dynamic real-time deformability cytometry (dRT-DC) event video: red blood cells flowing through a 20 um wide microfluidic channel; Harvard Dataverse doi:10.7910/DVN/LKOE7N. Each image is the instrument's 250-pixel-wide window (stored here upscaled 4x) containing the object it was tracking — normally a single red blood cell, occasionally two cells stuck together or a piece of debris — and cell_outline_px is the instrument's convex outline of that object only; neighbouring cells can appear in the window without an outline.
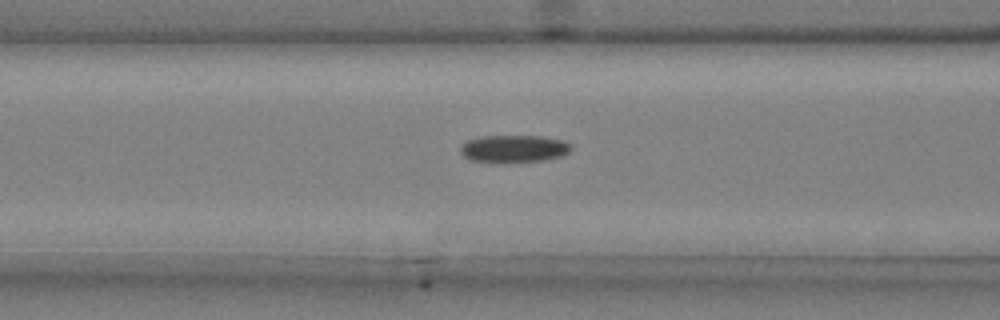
{"species": "common noctule bat (a hibernating species)", "species_latin": "Nyctalus noctula", "temperature_condition": "cold", "stored_images_in_passage": 36, "camera_frame_rate_fps": 3000, "um_per_image_px": 0.085, "animal": {"sex": "male", "body_mass_g": 20.4}, "frame": {"image": 1, "passage_image": 7, "time_ms": 2.0, "image_size_px": [1000, 320], "cell_outline_px": [[568, 152], [560, 156], [544, 160], [504, 164], [500, 164], [468, 160], [460, 152], [460, 144], [468, 140], [484, 136], [540, 136], [560, 140], [568, 144]], "centroid_in_image_um": [43.56, 12.67], "position_along_channel_um": 123.0, "area_um2": 17.86}}
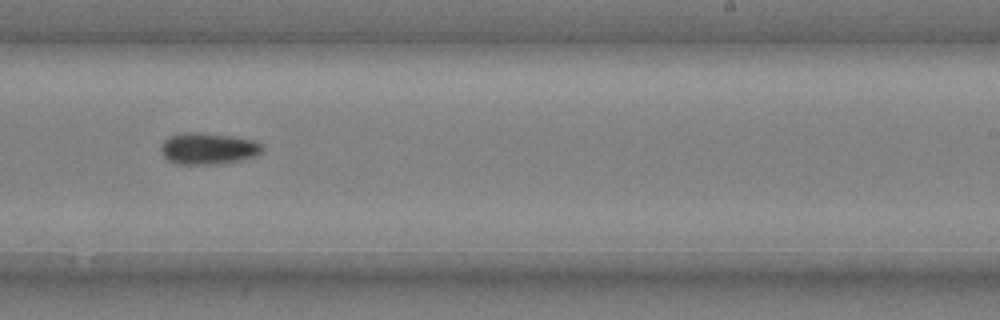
{"frame": {"image": 2, "passage_image": 19, "time_ms": 6.0, "image_size_px": [1000, 320], "cell_outline_px": [[264, 152], [256, 156], [240, 160], [216, 164], [176, 164], [168, 160], [164, 156], [160, 148], [164, 140], [168, 136], [184, 132], [200, 132], [232, 136], [256, 140], [264, 144]], "centroid_in_image_um": [17.74, 12.62], "position_along_channel_um": 271.3, "area_um2": 18.96}}
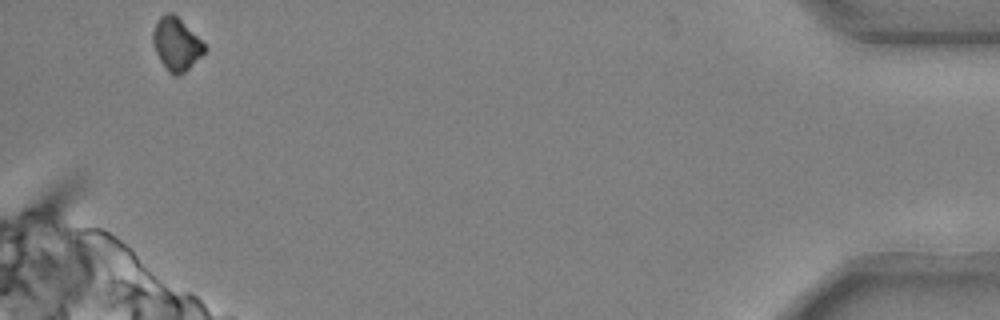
{"frame": {"image": 3, "passage_image": 36, "time_ms": 11.667, "image_size_px": [1000, 320], "cell_outline_px": [[208, 48], [184, 72], [176, 76], [172, 76], [168, 72], [160, 60], [152, 44], [152, 32], [160, 16], [168, 12], [172, 12]], "centroid_in_image_um": [14.95, 3.76], "position_along_channel_um": 420.3, "area_um2": 15.49}, "authors_computed_cell_mechanics": {"area_um2": 17.7157, "velocity_mm_per_s": 3.7166, "shape_relaxation_time_tau1_ms": 5.2372, "shape_relaxation_time_tau2_ms": null, "deformation_change_tau1": 0.1304, "deformation_change_tau2": null}}